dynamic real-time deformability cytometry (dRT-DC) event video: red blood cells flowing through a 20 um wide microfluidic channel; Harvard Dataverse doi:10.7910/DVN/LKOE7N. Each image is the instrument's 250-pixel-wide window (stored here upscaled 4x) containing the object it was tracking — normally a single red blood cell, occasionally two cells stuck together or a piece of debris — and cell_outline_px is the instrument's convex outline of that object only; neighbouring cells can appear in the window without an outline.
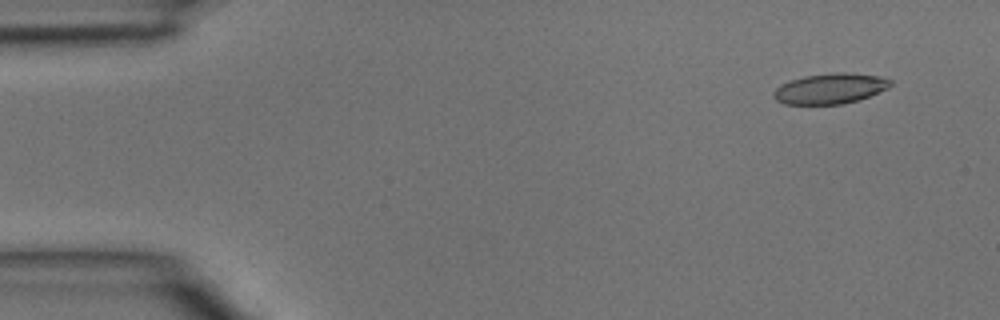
{"species": "common noctule bat (a hibernating species)", "species_latin": "Nyctalus noctula", "temperature_condition": "room temperature", "stored_images_in_passage": 4, "camera_frame_rate_fps": 3000, "um_per_image_px": 0.085, "animal": {"sex": "male", "body_mass_g": 15.6}, "frame": {"image": 1, "passage_image": 1, "time_ms": 0.0, "image_size_px": [1000, 320], "cell_outline_px": [[892, 84], [888, 88], [860, 100], [844, 104], [784, 104], [776, 100], [772, 96], [772, 92], [780, 84], [804, 76], [840, 72], [844, 72], [876, 76], [892, 80]], "centroid_in_image_um": [70.54, 7.54], "position_along_channel_um": 14.5, "area_um2": 20.69}}